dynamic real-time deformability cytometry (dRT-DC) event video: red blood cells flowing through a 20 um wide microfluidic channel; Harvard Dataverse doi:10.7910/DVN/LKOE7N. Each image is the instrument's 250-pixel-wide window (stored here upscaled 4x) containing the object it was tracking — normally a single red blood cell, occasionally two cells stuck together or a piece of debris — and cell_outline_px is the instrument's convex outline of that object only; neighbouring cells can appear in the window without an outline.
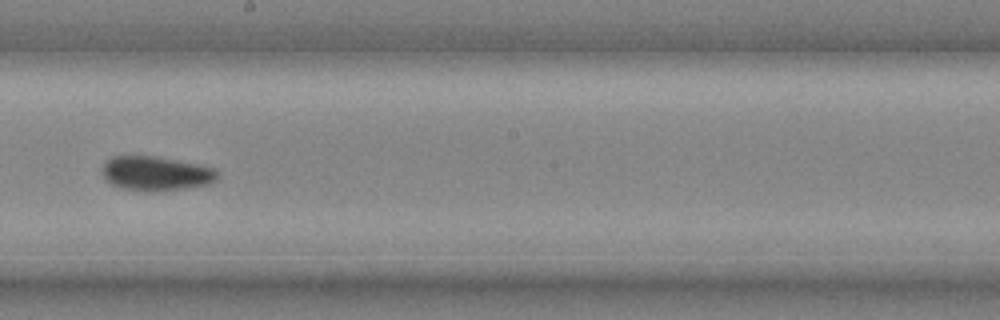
{"species": "common noctule bat (a hibernating species)", "species_latin": "Nyctalus noctula", "temperature_condition": "cold", "stored_images_in_passage": 31, "camera_frame_rate_fps": 3000, "um_per_image_px": 0.085, "animal": {"sex": "male", "body_mass_g": 20.4}, "frame": {"image": 1, "passage_image": 18, "time_ms": 5.667, "image_size_px": [1000, 320], "cell_outline_px": [[220, 176], [216, 180], [208, 184], [184, 188], [152, 192], [144, 192], [124, 188], [112, 184], [104, 176], [104, 164], [112, 156], [156, 156], [200, 164], [216, 168]], "centroid_in_image_um": [13.33, 14.74], "position_along_channel_um": 234.9, "area_um2": 23.06}}
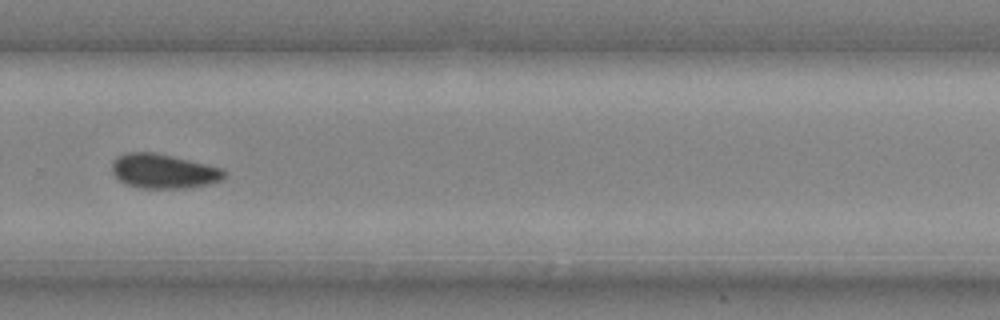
{"frame": {"image": 2, "passage_image": 22, "time_ms": 7.0, "image_size_px": [1000, 320], "cell_outline_px": [[228, 176], [220, 180], [208, 184], [184, 188], [140, 188], [128, 184], [120, 180], [112, 172], [112, 160], [116, 156], [128, 152], [156, 152], [224, 168]], "centroid_in_image_um": [13.92, 14.53], "position_along_channel_um": 315.9, "area_um2": 22.66}}
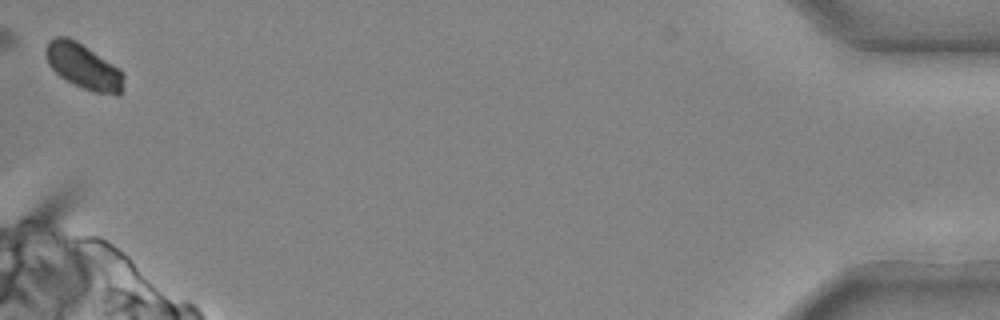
{"frame": {"image": 3, "passage_image": 31, "time_ms": 10.0, "image_size_px": [1000, 320], "cell_outline_px": [[124, 76], [120, 96], [116, 96], [96, 92], [84, 88], [60, 76], [48, 64], [44, 52], [44, 48], [48, 40], [56, 36], [68, 36], [76, 40], [120, 68], [124, 72]], "centroid_in_image_um": [7.09, 5.62], "position_along_channel_um": 428.1, "area_um2": 20.63}}